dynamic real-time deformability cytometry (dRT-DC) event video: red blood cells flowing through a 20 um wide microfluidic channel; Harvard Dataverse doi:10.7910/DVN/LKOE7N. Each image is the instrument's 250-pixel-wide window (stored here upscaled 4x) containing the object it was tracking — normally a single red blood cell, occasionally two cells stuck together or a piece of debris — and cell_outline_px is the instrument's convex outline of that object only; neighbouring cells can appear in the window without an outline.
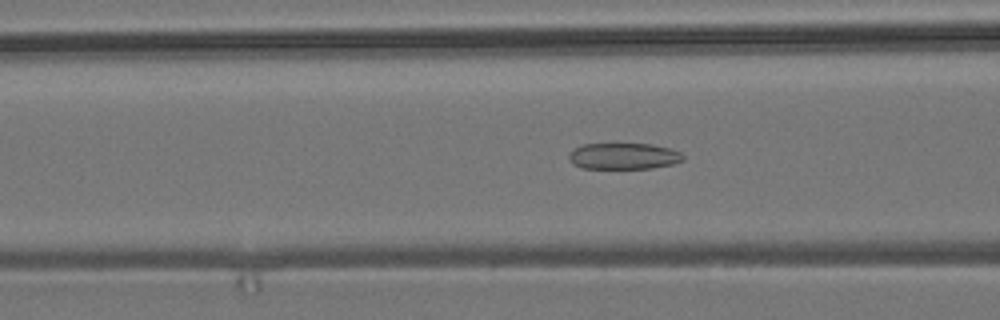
{"species": "common noctule bat (a hibernating species)", "species_latin": "Nyctalus noctula", "temperature_condition": "room temperature", "stored_images_in_passage": 56, "camera_frame_rate_fps": 3000, "um_per_image_px": 0.085, "animal": {"sex": "male", "body_mass_g": 19.2, "forearm_length_mm": 51.8}, "frame": {"image": 1, "passage_image": 22, "time_ms": 7.0, "image_size_px": [1000, 320], "cell_outline_px": [[684, 160], [672, 164], [652, 168], [580, 168], [572, 164], [568, 160], [568, 156], [576, 148], [584, 144], [652, 144], [672, 148], [680, 152], [684, 156]], "centroid_in_image_um": [53.03, 13.27], "position_along_channel_um": 113.6, "area_um2": 17.51}}
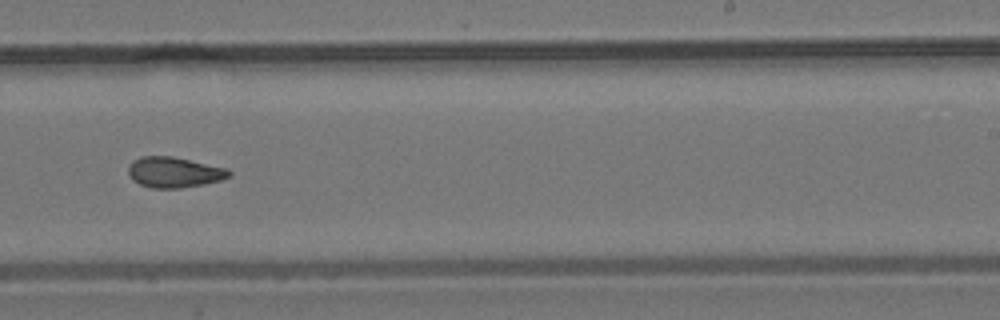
{"frame": {"image": 2, "passage_image": 35, "time_ms": 11.333, "image_size_px": [1000, 320], "cell_outline_px": [[232, 176], [220, 180], [204, 184], [180, 188], [152, 188], [140, 184], [132, 180], [128, 172], [128, 164], [132, 160], [140, 156], [172, 156], [228, 168], [232, 172]], "centroid_in_image_um": [14.8, 14.63], "position_along_channel_um": 274.2, "area_um2": 18.15}}
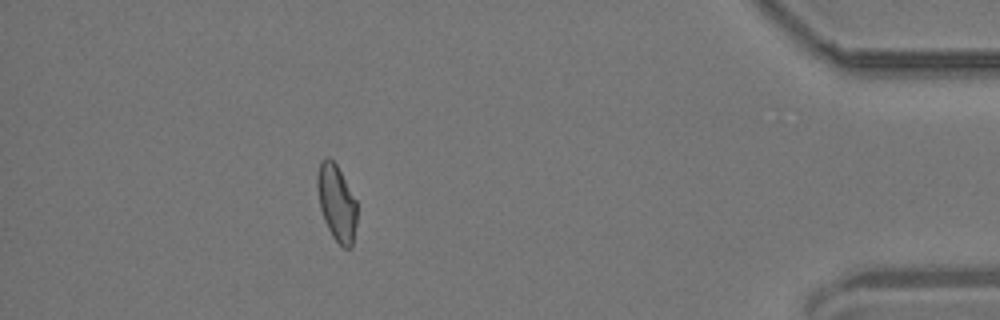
{"frame": {"image": 3, "passage_image": 50, "time_ms": 16.333, "image_size_px": [1000, 320], "cell_outline_px": [[356, 224], [352, 248], [344, 248], [332, 236], [324, 220], [320, 208], [316, 184], [316, 176], [320, 160], [328, 156], [336, 164], [356, 200]], "centroid_in_image_um": [28.59, 17.22], "position_along_channel_um": 406.6, "area_um2": 17.63}, "authors_computed_cell_mechanics": {"area_um2": 18.1492, "velocity_mm_per_s": 3.709, "shape_relaxation_time_tau1_ms": null, "shape_relaxation_time_tau2_ms": 2.5794, "deformation_change_tau1": null, "deformation_change_tau2": 0.0915}}